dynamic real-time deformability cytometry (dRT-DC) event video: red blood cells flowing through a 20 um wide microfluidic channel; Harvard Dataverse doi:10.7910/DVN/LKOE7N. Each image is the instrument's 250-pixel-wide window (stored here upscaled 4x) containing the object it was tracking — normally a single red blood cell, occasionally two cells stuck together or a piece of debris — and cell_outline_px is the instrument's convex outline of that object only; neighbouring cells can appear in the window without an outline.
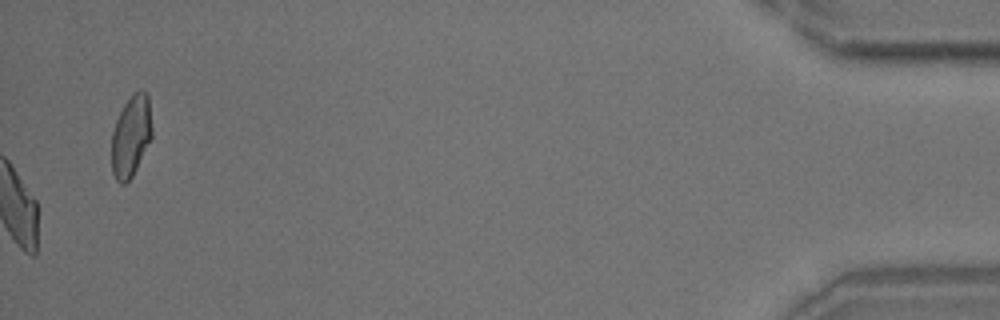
{"species": "common noctule bat (a hibernating species)", "species_latin": "Nyctalus noctula", "temperature_condition": "room temperature", "stored_images_in_passage": 54, "camera_frame_rate_fps": 3000, "um_per_image_px": 0.085, "animal": {"sex": "male", "body_mass_g": 18.8}, "frame": {"image": 1, "passage_image": 54, "time_ms": 17.667, "image_size_px": [1000, 320], "cell_outline_px": [[152, 136], [132, 176], [124, 184], [120, 184], [116, 180], [112, 172], [112, 132], [116, 120], [124, 104], [132, 92], [140, 88], [148, 92], [152, 128]], "centroid_in_image_um": [11.14, 11.5], "position_along_channel_um": 424.1, "area_um2": 19.25}, "authors_computed_cell_mechanics": {"area_um2": 22.8599, "velocity_mm_per_s": 3.6961, "shape_relaxation_time_tau1_ms": 7.8122, "shape_relaxation_time_tau2_ms": 2.1816, "deformation_change_tau1": 0.1689, "deformation_change_tau2": 0.0995}}